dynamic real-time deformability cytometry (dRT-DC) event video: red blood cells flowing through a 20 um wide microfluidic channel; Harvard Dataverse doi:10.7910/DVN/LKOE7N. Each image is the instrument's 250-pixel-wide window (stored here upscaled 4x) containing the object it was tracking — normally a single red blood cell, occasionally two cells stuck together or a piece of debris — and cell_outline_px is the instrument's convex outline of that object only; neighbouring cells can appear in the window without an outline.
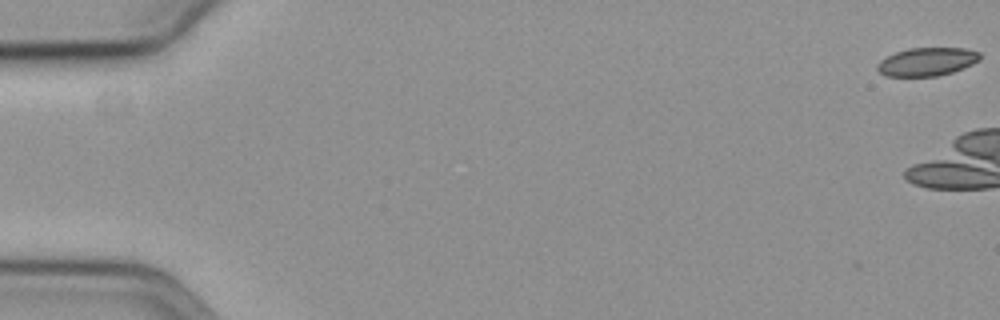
{"species": "common noctule bat (a hibernating species)", "species_latin": "Nyctalus noctula", "temperature_condition": "cold", "stored_images_in_passage": 14, "camera_frame_rate_fps": 3000, "um_per_image_px": 0.085, "animal": {"sex": "female", "body_mass_g": 19.3, "forearm_length_mm": 54.1}, "frame": {"image": 1, "passage_image": 1, "time_ms": 0.0, "image_size_px": [1000, 320], "cell_outline_px": [[980, 60], [964, 68], [952, 72], [936, 76], [884, 76], [876, 68], [876, 64], [884, 56], [908, 48], [964, 48], [980, 52]], "centroid_in_image_um": [78.76, 5.24], "position_along_channel_um": 6.2, "area_um2": 17.05}}